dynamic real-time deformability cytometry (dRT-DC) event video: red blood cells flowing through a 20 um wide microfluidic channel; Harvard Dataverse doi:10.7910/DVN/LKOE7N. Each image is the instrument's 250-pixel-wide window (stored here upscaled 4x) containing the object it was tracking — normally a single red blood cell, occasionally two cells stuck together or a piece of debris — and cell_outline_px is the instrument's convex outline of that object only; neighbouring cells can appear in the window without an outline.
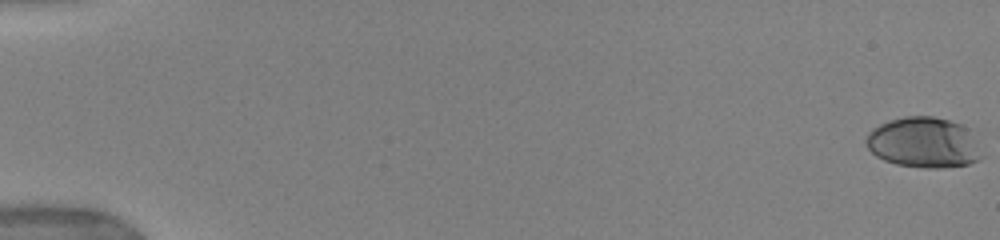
{"species": "human", "species_latin": "Homo sapiens", "temperature_condition": "warm", "stored_images_in_passage": 28, "camera_frame_rate_fps": 3000, "um_per_image_px": 0.085, "donor": {"sex": "female"}, "frame": {"image": 1, "passage_image": 1, "time_ms": 0.0, "image_size_px": [1000, 240], "cell_outline_px": [[984, 156], [980, 160], [968, 164], [944, 168], [924, 168], [896, 164], [884, 160], [876, 156], [868, 148], [864, 140], [868, 132], [880, 124], [888, 120], [904, 116], [932, 116], [948, 120], [960, 124], [968, 128]], "centroid_in_image_um": [78.51, 12.12], "position_along_channel_um": 6.5, "area_um2": 34.28}}
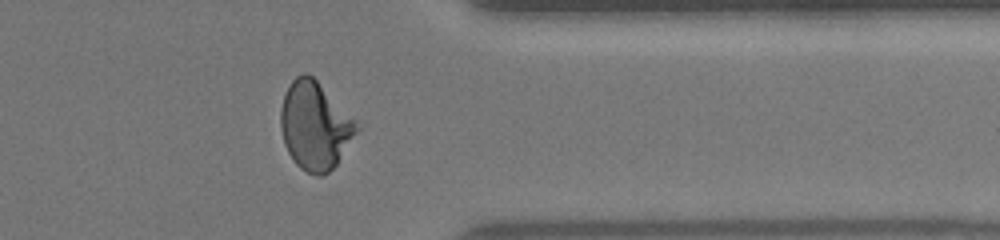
{"frame": {"image": 2, "passage_image": 22, "time_ms": 14.333, "image_size_px": [1000, 240], "cell_outline_px": [[360, 128], [336, 164], [328, 172], [320, 176], [316, 176], [300, 168], [296, 164], [288, 152], [284, 144], [280, 128], [280, 112], [284, 96], [292, 80], [296, 76], [304, 72], [308, 72], [356, 120]], "centroid_in_image_um": [26.76, 10.69], "position_along_channel_um": 384.6, "area_um2": 38.61}}
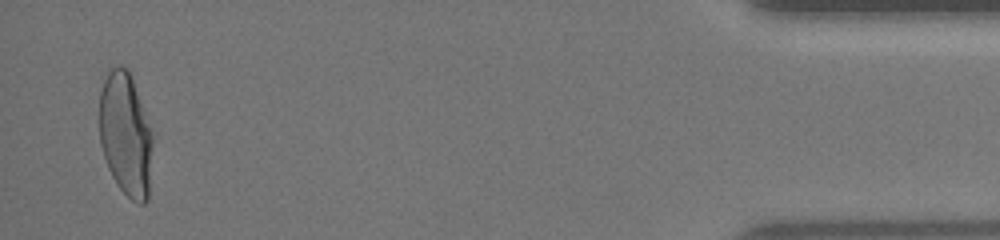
{"frame": {"image": 3, "passage_image": 28, "time_ms": 17.0, "image_size_px": [1000, 240], "cell_outline_px": [[152, 144], [148, 200], [144, 204], [140, 204], [132, 200], [116, 184], [108, 168], [100, 144], [100, 92], [104, 80], [108, 72], [112, 68], [128, 68], [152, 136]], "centroid_in_image_um": [10.66, 11.49], "position_along_channel_um": 424.5, "area_um2": 37.51}, "authors_computed_cell_mechanics": {"area_um2": 36.125, "velocity_mm_per_s": 3.9371, "shape_relaxation_time_tau1_ms": 7.1536, "shape_relaxation_time_tau2_ms": null, "deformation_change_tau1": 0.2406, "deformation_change_tau2": null}}